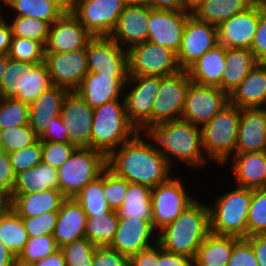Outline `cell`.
I'll use <instances>...</instances> for the list:
<instances>
[{"label":"cell","instance_id":"obj_1","mask_svg":"<svg viewBox=\"0 0 266 266\" xmlns=\"http://www.w3.org/2000/svg\"><path fill=\"white\" fill-rule=\"evenodd\" d=\"M107 168L128 182L150 188L167 181L176 172L147 132H138L114 150L107 157Z\"/></svg>","mask_w":266,"mask_h":266},{"label":"cell","instance_id":"obj_2","mask_svg":"<svg viewBox=\"0 0 266 266\" xmlns=\"http://www.w3.org/2000/svg\"><path fill=\"white\" fill-rule=\"evenodd\" d=\"M147 133L173 170L180 163L186 165L187 169L200 171L211 163L203 151L201 128L189 121L178 119L162 122Z\"/></svg>","mask_w":266,"mask_h":266},{"label":"cell","instance_id":"obj_3","mask_svg":"<svg viewBox=\"0 0 266 266\" xmlns=\"http://www.w3.org/2000/svg\"><path fill=\"white\" fill-rule=\"evenodd\" d=\"M209 233V206L197 198L172 223L157 233V242L166 251L194 259Z\"/></svg>","mask_w":266,"mask_h":266},{"label":"cell","instance_id":"obj_4","mask_svg":"<svg viewBox=\"0 0 266 266\" xmlns=\"http://www.w3.org/2000/svg\"><path fill=\"white\" fill-rule=\"evenodd\" d=\"M138 131L129 122L124 99H116L94 109L91 149L108 157Z\"/></svg>","mask_w":266,"mask_h":266},{"label":"cell","instance_id":"obj_5","mask_svg":"<svg viewBox=\"0 0 266 266\" xmlns=\"http://www.w3.org/2000/svg\"><path fill=\"white\" fill-rule=\"evenodd\" d=\"M231 190L217 194L209 205L210 232L216 235L247 238V216L252 188L231 185ZM233 189V190H232ZM220 195V196H219Z\"/></svg>","mask_w":266,"mask_h":266},{"label":"cell","instance_id":"obj_6","mask_svg":"<svg viewBox=\"0 0 266 266\" xmlns=\"http://www.w3.org/2000/svg\"><path fill=\"white\" fill-rule=\"evenodd\" d=\"M241 109L230 102L202 128V147L210 162L224 166L235 154Z\"/></svg>","mask_w":266,"mask_h":266},{"label":"cell","instance_id":"obj_7","mask_svg":"<svg viewBox=\"0 0 266 266\" xmlns=\"http://www.w3.org/2000/svg\"><path fill=\"white\" fill-rule=\"evenodd\" d=\"M107 168V157L91 148H77L57 169L58 190L66 198H75L91 181Z\"/></svg>","mask_w":266,"mask_h":266},{"label":"cell","instance_id":"obj_8","mask_svg":"<svg viewBox=\"0 0 266 266\" xmlns=\"http://www.w3.org/2000/svg\"><path fill=\"white\" fill-rule=\"evenodd\" d=\"M183 179V180H182ZM184 177L172 175L167 181L152 188V226L158 233L172 223L198 197L188 190ZM186 184V185H184ZM190 192V193H189Z\"/></svg>","mask_w":266,"mask_h":266},{"label":"cell","instance_id":"obj_9","mask_svg":"<svg viewBox=\"0 0 266 266\" xmlns=\"http://www.w3.org/2000/svg\"><path fill=\"white\" fill-rule=\"evenodd\" d=\"M161 86V76L129 75L124 87L126 115L138 132L151 129V112Z\"/></svg>","mask_w":266,"mask_h":266},{"label":"cell","instance_id":"obj_10","mask_svg":"<svg viewBox=\"0 0 266 266\" xmlns=\"http://www.w3.org/2000/svg\"><path fill=\"white\" fill-rule=\"evenodd\" d=\"M182 69L173 50L146 41L128 49V75L168 76Z\"/></svg>","mask_w":266,"mask_h":266},{"label":"cell","instance_id":"obj_11","mask_svg":"<svg viewBox=\"0 0 266 266\" xmlns=\"http://www.w3.org/2000/svg\"><path fill=\"white\" fill-rule=\"evenodd\" d=\"M125 7L123 0H75L71 13L93 36H111Z\"/></svg>","mask_w":266,"mask_h":266},{"label":"cell","instance_id":"obj_12","mask_svg":"<svg viewBox=\"0 0 266 266\" xmlns=\"http://www.w3.org/2000/svg\"><path fill=\"white\" fill-rule=\"evenodd\" d=\"M190 82L187 70L161 76V86L151 112V128L162 122L181 119Z\"/></svg>","mask_w":266,"mask_h":266},{"label":"cell","instance_id":"obj_13","mask_svg":"<svg viewBox=\"0 0 266 266\" xmlns=\"http://www.w3.org/2000/svg\"><path fill=\"white\" fill-rule=\"evenodd\" d=\"M228 103L229 95L219 87L191 81L185 95L181 119L202 128Z\"/></svg>","mask_w":266,"mask_h":266},{"label":"cell","instance_id":"obj_14","mask_svg":"<svg viewBox=\"0 0 266 266\" xmlns=\"http://www.w3.org/2000/svg\"><path fill=\"white\" fill-rule=\"evenodd\" d=\"M88 72L105 76L128 75V50L110 36L92 37L86 45Z\"/></svg>","mask_w":266,"mask_h":266},{"label":"cell","instance_id":"obj_15","mask_svg":"<svg viewBox=\"0 0 266 266\" xmlns=\"http://www.w3.org/2000/svg\"><path fill=\"white\" fill-rule=\"evenodd\" d=\"M217 44V26L201 21L191 14L183 31L181 47L177 52V61L180 68L187 70L206 51Z\"/></svg>","mask_w":266,"mask_h":266},{"label":"cell","instance_id":"obj_16","mask_svg":"<svg viewBox=\"0 0 266 266\" xmlns=\"http://www.w3.org/2000/svg\"><path fill=\"white\" fill-rule=\"evenodd\" d=\"M93 112L94 109L75 91H70L64 98L60 115L68 129L70 143L77 148H91Z\"/></svg>","mask_w":266,"mask_h":266},{"label":"cell","instance_id":"obj_17","mask_svg":"<svg viewBox=\"0 0 266 266\" xmlns=\"http://www.w3.org/2000/svg\"><path fill=\"white\" fill-rule=\"evenodd\" d=\"M191 10L171 11L151 9L148 21V39L156 45L178 52L183 38V31Z\"/></svg>","mask_w":266,"mask_h":266},{"label":"cell","instance_id":"obj_18","mask_svg":"<svg viewBox=\"0 0 266 266\" xmlns=\"http://www.w3.org/2000/svg\"><path fill=\"white\" fill-rule=\"evenodd\" d=\"M54 86H61L75 91L88 73L86 48L70 52L45 53Z\"/></svg>","mask_w":266,"mask_h":266},{"label":"cell","instance_id":"obj_19","mask_svg":"<svg viewBox=\"0 0 266 266\" xmlns=\"http://www.w3.org/2000/svg\"><path fill=\"white\" fill-rule=\"evenodd\" d=\"M156 242L157 232L150 221L119 217L117 231L109 247L130 257Z\"/></svg>","mask_w":266,"mask_h":266},{"label":"cell","instance_id":"obj_20","mask_svg":"<svg viewBox=\"0 0 266 266\" xmlns=\"http://www.w3.org/2000/svg\"><path fill=\"white\" fill-rule=\"evenodd\" d=\"M259 22V0L218 27V44L225 48L250 49Z\"/></svg>","mask_w":266,"mask_h":266},{"label":"cell","instance_id":"obj_21","mask_svg":"<svg viewBox=\"0 0 266 266\" xmlns=\"http://www.w3.org/2000/svg\"><path fill=\"white\" fill-rule=\"evenodd\" d=\"M93 36L71 13H63L50 25L45 53L70 52L86 48Z\"/></svg>","mask_w":266,"mask_h":266},{"label":"cell","instance_id":"obj_22","mask_svg":"<svg viewBox=\"0 0 266 266\" xmlns=\"http://www.w3.org/2000/svg\"><path fill=\"white\" fill-rule=\"evenodd\" d=\"M128 76H105L88 72L75 92L92 108L124 99V87Z\"/></svg>","mask_w":266,"mask_h":266},{"label":"cell","instance_id":"obj_23","mask_svg":"<svg viewBox=\"0 0 266 266\" xmlns=\"http://www.w3.org/2000/svg\"><path fill=\"white\" fill-rule=\"evenodd\" d=\"M149 6L125 5L111 38L128 50L148 39Z\"/></svg>","mask_w":266,"mask_h":266},{"label":"cell","instance_id":"obj_24","mask_svg":"<svg viewBox=\"0 0 266 266\" xmlns=\"http://www.w3.org/2000/svg\"><path fill=\"white\" fill-rule=\"evenodd\" d=\"M266 151V108L241 109L235 154Z\"/></svg>","mask_w":266,"mask_h":266},{"label":"cell","instance_id":"obj_25","mask_svg":"<svg viewBox=\"0 0 266 266\" xmlns=\"http://www.w3.org/2000/svg\"><path fill=\"white\" fill-rule=\"evenodd\" d=\"M231 162V163H230ZM266 151L234 154L222 167L230 168L234 185L245 188H264ZM229 165L230 167H226Z\"/></svg>","mask_w":266,"mask_h":266},{"label":"cell","instance_id":"obj_26","mask_svg":"<svg viewBox=\"0 0 266 266\" xmlns=\"http://www.w3.org/2000/svg\"><path fill=\"white\" fill-rule=\"evenodd\" d=\"M229 102L240 109L266 108V63L256 64L229 94Z\"/></svg>","mask_w":266,"mask_h":266},{"label":"cell","instance_id":"obj_27","mask_svg":"<svg viewBox=\"0 0 266 266\" xmlns=\"http://www.w3.org/2000/svg\"><path fill=\"white\" fill-rule=\"evenodd\" d=\"M70 91L61 86H52L41 93L29 105V125L40 137L51 121L60 115L64 98Z\"/></svg>","mask_w":266,"mask_h":266},{"label":"cell","instance_id":"obj_28","mask_svg":"<svg viewBox=\"0 0 266 266\" xmlns=\"http://www.w3.org/2000/svg\"><path fill=\"white\" fill-rule=\"evenodd\" d=\"M67 198L57 189L29 194H11L7 204L21 217L30 218L41 213L58 211Z\"/></svg>","mask_w":266,"mask_h":266},{"label":"cell","instance_id":"obj_29","mask_svg":"<svg viewBox=\"0 0 266 266\" xmlns=\"http://www.w3.org/2000/svg\"><path fill=\"white\" fill-rule=\"evenodd\" d=\"M86 213L74 198H67L57 211L53 237L57 246L84 238Z\"/></svg>","mask_w":266,"mask_h":266},{"label":"cell","instance_id":"obj_30","mask_svg":"<svg viewBox=\"0 0 266 266\" xmlns=\"http://www.w3.org/2000/svg\"><path fill=\"white\" fill-rule=\"evenodd\" d=\"M226 48L217 44L195 61L187 72L192 82L219 87L222 90L223 72L226 67Z\"/></svg>","mask_w":266,"mask_h":266},{"label":"cell","instance_id":"obj_31","mask_svg":"<svg viewBox=\"0 0 266 266\" xmlns=\"http://www.w3.org/2000/svg\"><path fill=\"white\" fill-rule=\"evenodd\" d=\"M57 169L41 162L36 167L16 174V181L12 194H29L48 189L58 190Z\"/></svg>","mask_w":266,"mask_h":266},{"label":"cell","instance_id":"obj_32","mask_svg":"<svg viewBox=\"0 0 266 266\" xmlns=\"http://www.w3.org/2000/svg\"><path fill=\"white\" fill-rule=\"evenodd\" d=\"M225 62L222 91L229 95L256 66L258 61L250 49L226 48Z\"/></svg>","mask_w":266,"mask_h":266},{"label":"cell","instance_id":"obj_33","mask_svg":"<svg viewBox=\"0 0 266 266\" xmlns=\"http://www.w3.org/2000/svg\"><path fill=\"white\" fill-rule=\"evenodd\" d=\"M256 0H201L192 10L199 20L219 26L222 22L243 12Z\"/></svg>","mask_w":266,"mask_h":266},{"label":"cell","instance_id":"obj_34","mask_svg":"<svg viewBox=\"0 0 266 266\" xmlns=\"http://www.w3.org/2000/svg\"><path fill=\"white\" fill-rule=\"evenodd\" d=\"M239 238L209 233L200 244L193 265L227 266L235 242Z\"/></svg>","mask_w":266,"mask_h":266},{"label":"cell","instance_id":"obj_35","mask_svg":"<svg viewBox=\"0 0 266 266\" xmlns=\"http://www.w3.org/2000/svg\"><path fill=\"white\" fill-rule=\"evenodd\" d=\"M6 9L8 11H5ZM63 13L56 4L49 0H3L2 2V16L33 17L48 22L50 25Z\"/></svg>","mask_w":266,"mask_h":266},{"label":"cell","instance_id":"obj_36","mask_svg":"<svg viewBox=\"0 0 266 266\" xmlns=\"http://www.w3.org/2000/svg\"><path fill=\"white\" fill-rule=\"evenodd\" d=\"M28 238L22 218L7 204L0 211V241L18 257Z\"/></svg>","mask_w":266,"mask_h":266},{"label":"cell","instance_id":"obj_37","mask_svg":"<svg viewBox=\"0 0 266 266\" xmlns=\"http://www.w3.org/2000/svg\"><path fill=\"white\" fill-rule=\"evenodd\" d=\"M151 191L152 188L148 186L129 182L122 206L117 210L119 217H135L151 222Z\"/></svg>","mask_w":266,"mask_h":266},{"label":"cell","instance_id":"obj_38","mask_svg":"<svg viewBox=\"0 0 266 266\" xmlns=\"http://www.w3.org/2000/svg\"><path fill=\"white\" fill-rule=\"evenodd\" d=\"M118 212L111 210L106 214L93 215L86 219L84 238L96 247L110 246L117 231Z\"/></svg>","mask_w":266,"mask_h":266},{"label":"cell","instance_id":"obj_39","mask_svg":"<svg viewBox=\"0 0 266 266\" xmlns=\"http://www.w3.org/2000/svg\"><path fill=\"white\" fill-rule=\"evenodd\" d=\"M34 65L9 57L2 78L0 97H14L25 102L26 70Z\"/></svg>","mask_w":266,"mask_h":266},{"label":"cell","instance_id":"obj_40","mask_svg":"<svg viewBox=\"0 0 266 266\" xmlns=\"http://www.w3.org/2000/svg\"><path fill=\"white\" fill-rule=\"evenodd\" d=\"M74 199L83 208L87 218L110 212L111 208L103 194V172L97 179L88 183Z\"/></svg>","mask_w":266,"mask_h":266},{"label":"cell","instance_id":"obj_41","mask_svg":"<svg viewBox=\"0 0 266 266\" xmlns=\"http://www.w3.org/2000/svg\"><path fill=\"white\" fill-rule=\"evenodd\" d=\"M3 17L10 25L13 37L31 39L41 42L45 46L50 29L48 22L26 16Z\"/></svg>","mask_w":266,"mask_h":266},{"label":"cell","instance_id":"obj_42","mask_svg":"<svg viewBox=\"0 0 266 266\" xmlns=\"http://www.w3.org/2000/svg\"><path fill=\"white\" fill-rule=\"evenodd\" d=\"M59 247L53 235H42L39 237H29L24 249L17 257V266H29L46 258Z\"/></svg>","mask_w":266,"mask_h":266},{"label":"cell","instance_id":"obj_43","mask_svg":"<svg viewBox=\"0 0 266 266\" xmlns=\"http://www.w3.org/2000/svg\"><path fill=\"white\" fill-rule=\"evenodd\" d=\"M0 124L2 129L29 124V105L14 97H0Z\"/></svg>","mask_w":266,"mask_h":266},{"label":"cell","instance_id":"obj_44","mask_svg":"<svg viewBox=\"0 0 266 266\" xmlns=\"http://www.w3.org/2000/svg\"><path fill=\"white\" fill-rule=\"evenodd\" d=\"M266 234V188L252 189L247 216V237Z\"/></svg>","mask_w":266,"mask_h":266},{"label":"cell","instance_id":"obj_45","mask_svg":"<svg viewBox=\"0 0 266 266\" xmlns=\"http://www.w3.org/2000/svg\"><path fill=\"white\" fill-rule=\"evenodd\" d=\"M8 56L31 64L45 62V46L38 41L27 38L12 37Z\"/></svg>","mask_w":266,"mask_h":266},{"label":"cell","instance_id":"obj_46","mask_svg":"<svg viewBox=\"0 0 266 266\" xmlns=\"http://www.w3.org/2000/svg\"><path fill=\"white\" fill-rule=\"evenodd\" d=\"M52 86L51 75L45 62L26 70L25 103L32 104L41 93Z\"/></svg>","mask_w":266,"mask_h":266},{"label":"cell","instance_id":"obj_47","mask_svg":"<svg viewBox=\"0 0 266 266\" xmlns=\"http://www.w3.org/2000/svg\"><path fill=\"white\" fill-rule=\"evenodd\" d=\"M39 137L29 124L3 129L0 134V149L8 154L24 149L35 143Z\"/></svg>","mask_w":266,"mask_h":266},{"label":"cell","instance_id":"obj_48","mask_svg":"<svg viewBox=\"0 0 266 266\" xmlns=\"http://www.w3.org/2000/svg\"><path fill=\"white\" fill-rule=\"evenodd\" d=\"M66 266H91L96 246L81 238L60 247Z\"/></svg>","mask_w":266,"mask_h":266},{"label":"cell","instance_id":"obj_49","mask_svg":"<svg viewBox=\"0 0 266 266\" xmlns=\"http://www.w3.org/2000/svg\"><path fill=\"white\" fill-rule=\"evenodd\" d=\"M128 183L126 179L116 176L108 168L103 171V194L111 210L117 211L122 206Z\"/></svg>","mask_w":266,"mask_h":266},{"label":"cell","instance_id":"obj_50","mask_svg":"<svg viewBox=\"0 0 266 266\" xmlns=\"http://www.w3.org/2000/svg\"><path fill=\"white\" fill-rule=\"evenodd\" d=\"M9 160L15 174L36 167L42 162L41 140L32 145L9 153Z\"/></svg>","mask_w":266,"mask_h":266},{"label":"cell","instance_id":"obj_51","mask_svg":"<svg viewBox=\"0 0 266 266\" xmlns=\"http://www.w3.org/2000/svg\"><path fill=\"white\" fill-rule=\"evenodd\" d=\"M42 162L58 169L74 153L77 147L73 144L46 141L41 142Z\"/></svg>","mask_w":266,"mask_h":266},{"label":"cell","instance_id":"obj_52","mask_svg":"<svg viewBox=\"0 0 266 266\" xmlns=\"http://www.w3.org/2000/svg\"><path fill=\"white\" fill-rule=\"evenodd\" d=\"M28 237L52 235L57 221V211L43 212L40 215L22 218Z\"/></svg>","mask_w":266,"mask_h":266},{"label":"cell","instance_id":"obj_53","mask_svg":"<svg viewBox=\"0 0 266 266\" xmlns=\"http://www.w3.org/2000/svg\"><path fill=\"white\" fill-rule=\"evenodd\" d=\"M258 62L266 63V5L259 0V22L250 47Z\"/></svg>","mask_w":266,"mask_h":266},{"label":"cell","instance_id":"obj_54","mask_svg":"<svg viewBox=\"0 0 266 266\" xmlns=\"http://www.w3.org/2000/svg\"><path fill=\"white\" fill-rule=\"evenodd\" d=\"M227 266H259L252 245L246 238L235 242Z\"/></svg>","mask_w":266,"mask_h":266},{"label":"cell","instance_id":"obj_55","mask_svg":"<svg viewBox=\"0 0 266 266\" xmlns=\"http://www.w3.org/2000/svg\"><path fill=\"white\" fill-rule=\"evenodd\" d=\"M91 266H129V257L109 246L96 247Z\"/></svg>","mask_w":266,"mask_h":266},{"label":"cell","instance_id":"obj_56","mask_svg":"<svg viewBox=\"0 0 266 266\" xmlns=\"http://www.w3.org/2000/svg\"><path fill=\"white\" fill-rule=\"evenodd\" d=\"M16 174L9 160V154L0 149V194L8 199L13 191Z\"/></svg>","mask_w":266,"mask_h":266},{"label":"cell","instance_id":"obj_57","mask_svg":"<svg viewBox=\"0 0 266 266\" xmlns=\"http://www.w3.org/2000/svg\"><path fill=\"white\" fill-rule=\"evenodd\" d=\"M68 129L64 126L61 115L54 118L46 131L39 137L41 142L52 141L71 144L67 135Z\"/></svg>","mask_w":266,"mask_h":266},{"label":"cell","instance_id":"obj_58","mask_svg":"<svg viewBox=\"0 0 266 266\" xmlns=\"http://www.w3.org/2000/svg\"><path fill=\"white\" fill-rule=\"evenodd\" d=\"M129 266H159V243L131 255Z\"/></svg>","mask_w":266,"mask_h":266},{"label":"cell","instance_id":"obj_59","mask_svg":"<svg viewBox=\"0 0 266 266\" xmlns=\"http://www.w3.org/2000/svg\"><path fill=\"white\" fill-rule=\"evenodd\" d=\"M193 259L164 250L159 244V266H192Z\"/></svg>","mask_w":266,"mask_h":266},{"label":"cell","instance_id":"obj_60","mask_svg":"<svg viewBox=\"0 0 266 266\" xmlns=\"http://www.w3.org/2000/svg\"><path fill=\"white\" fill-rule=\"evenodd\" d=\"M254 250L259 266H266V234H255L246 238Z\"/></svg>","mask_w":266,"mask_h":266},{"label":"cell","instance_id":"obj_61","mask_svg":"<svg viewBox=\"0 0 266 266\" xmlns=\"http://www.w3.org/2000/svg\"><path fill=\"white\" fill-rule=\"evenodd\" d=\"M148 6L156 10H188L183 0H147Z\"/></svg>","mask_w":266,"mask_h":266},{"label":"cell","instance_id":"obj_62","mask_svg":"<svg viewBox=\"0 0 266 266\" xmlns=\"http://www.w3.org/2000/svg\"><path fill=\"white\" fill-rule=\"evenodd\" d=\"M12 37L13 35L9 23L3 16H0V54L8 55Z\"/></svg>","mask_w":266,"mask_h":266},{"label":"cell","instance_id":"obj_63","mask_svg":"<svg viewBox=\"0 0 266 266\" xmlns=\"http://www.w3.org/2000/svg\"><path fill=\"white\" fill-rule=\"evenodd\" d=\"M29 266H66V262H65V257L63 255V252L59 248L58 250L53 252L51 255Z\"/></svg>","mask_w":266,"mask_h":266},{"label":"cell","instance_id":"obj_64","mask_svg":"<svg viewBox=\"0 0 266 266\" xmlns=\"http://www.w3.org/2000/svg\"><path fill=\"white\" fill-rule=\"evenodd\" d=\"M0 266H17V257L1 241Z\"/></svg>","mask_w":266,"mask_h":266},{"label":"cell","instance_id":"obj_65","mask_svg":"<svg viewBox=\"0 0 266 266\" xmlns=\"http://www.w3.org/2000/svg\"><path fill=\"white\" fill-rule=\"evenodd\" d=\"M56 4L64 13H69L74 7L75 0H49Z\"/></svg>","mask_w":266,"mask_h":266},{"label":"cell","instance_id":"obj_66","mask_svg":"<svg viewBox=\"0 0 266 266\" xmlns=\"http://www.w3.org/2000/svg\"><path fill=\"white\" fill-rule=\"evenodd\" d=\"M9 56L7 54H0V91L2 86V78L5 71V67L7 64Z\"/></svg>","mask_w":266,"mask_h":266},{"label":"cell","instance_id":"obj_67","mask_svg":"<svg viewBox=\"0 0 266 266\" xmlns=\"http://www.w3.org/2000/svg\"><path fill=\"white\" fill-rule=\"evenodd\" d=\"M128 6H148L147 0H127Z\"/></svg>","mask_w":266,"mask_h":266},{"label":"cell","instance_id":"obj_68","mask_svg":"<svg viewBox=\"0 0 266 266\" xmlns=\"http://www.w3.org/2000/svg\"><path fill=\"white\" fill-rule=\"evenodd\" d=\"M187 9L192 10L201 0H183Z\"/></svg>","mask_w":266,"mask_h":266},{"label":"cell","instance_id":"obj_69","mask_svg":"<svg viewBox=\"0 0 266 266\" xmlns=\"http://www.w3.org/2000/svg\"><path fill=\"white\" fill-rule=\"evenodd\" d=\"M7 205V199L0 194V211Z\"/></svg>","mask_w":266,"mask_h":266},{"label":"cell","instance_id":"obj_70","mask_svg":"<svg viewBox=\"0 0 266 266\" xmlns=\"http://www.w3.org/2000/svg\"><path fill=\"white\" fill-rule=\"evenodd\" d=\"M264 188H266V162H265V172H264Z\"/></svg>","mask_w":266,"mask_h":266},{"label":"cell","instance_id":"obj_71","mask_svg":"<svg viewBox=\"0 0 266 266\" xmlns=\"http://www.w3.org/2000/svg\"><path fill=\"white\" fill-rule=\"evenodd\" d=\"M0 16H2V7H0Z\"/></svg>","mask_w":266,"mask_h":266},{"label":"cell","instance_id":"obj_72","mask_svg":"<svg viewBox=\"0 0 266 266\" xmlns=\"http://www.w3.org/2000/svg\"><path fill=\"white\" fill-rule=\"evenodd\" d=\"M2 130H3V129H2V126H1V124H0V134H1Z\"/></svg>","mask_w":266,"mask_h":266}]
</instances>
